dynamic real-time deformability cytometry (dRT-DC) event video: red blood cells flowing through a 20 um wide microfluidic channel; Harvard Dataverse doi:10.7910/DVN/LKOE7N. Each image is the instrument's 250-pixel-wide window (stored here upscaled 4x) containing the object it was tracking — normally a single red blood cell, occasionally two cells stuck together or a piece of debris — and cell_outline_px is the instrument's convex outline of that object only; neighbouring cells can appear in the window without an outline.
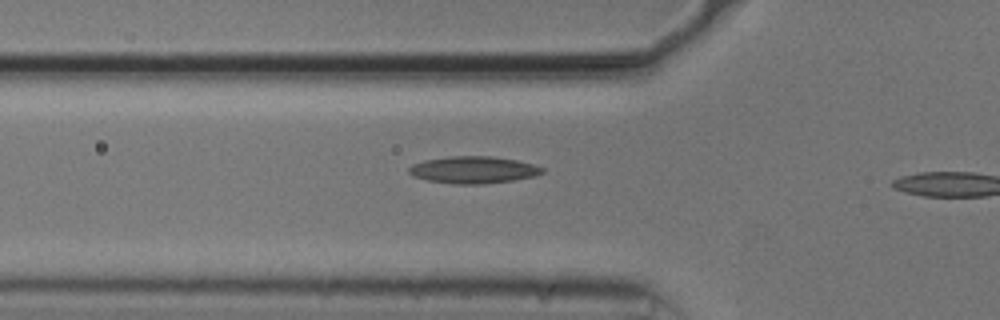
{"species": "common noctule bat (a hibernating species)", "species_latin": "Nyctalus noctula", "temperature_condition": "cold", "stored_images_in_passage": 8, "camera_frame_rate_fps": 3000, "um_per_image_px": 0.085, "animal": {"sex": "male", "body_mass_g": 20.5, "forearm_length_mm": 52.5}, "frame": {"image": 1, "passage_image": 7, "time_ms": 2.0, "image_size_px": [1000, 320], "cell_outline_px": [[544, 172], [536, 176], [512, 180], [484, 184], [452, 184], [428, 180], [412, 176], [408, 172], [408, 168], [412, 164], [424, 160], [448, 156], [492, 156], [516, 160], [532, 164], [544, 168]], "centroid_in_image_um": [40.21, 14.43], "position_along_channel_um": 85.6, "area_um2": 21.1}}